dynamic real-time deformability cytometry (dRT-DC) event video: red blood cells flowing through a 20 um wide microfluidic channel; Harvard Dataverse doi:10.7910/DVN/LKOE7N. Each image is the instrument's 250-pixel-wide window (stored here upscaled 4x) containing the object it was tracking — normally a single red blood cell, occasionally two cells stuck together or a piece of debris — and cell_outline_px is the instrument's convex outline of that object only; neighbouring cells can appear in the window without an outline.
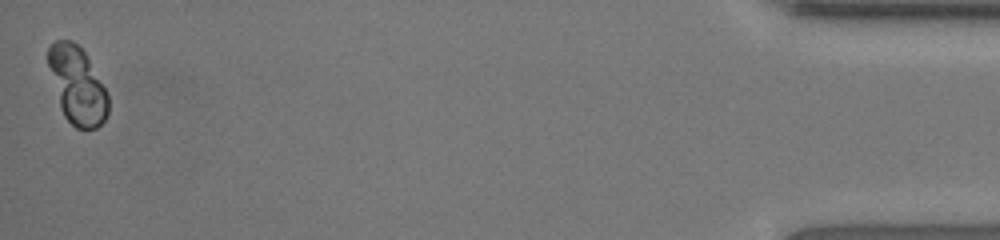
{"species": "human", "species_latin": "Homo sapiens", "temperature_condition": "room temperature", "stored_images_in_passage": 50, "camera_frame_rate_fps": 3000, "um_per_image_px": 0.085, "donor": {"sex": "female"}, "frame": {"image": 1, "passage_image": 50, "time_ms": 16.333, "image_size_px": [1000, 240], "cell_outline_px": [[108, 112], [104, 120], [96, 128], [76, 128], [64, 116], [60, 108], [48, 64], [48, 48], [56, 40], [72, 40], [88, 56], [108, 96]], "centroid_in_image_um": [6.56, 7.25], "position_along_channel_um": 428.6, "area_um2": 26.59}, "authors_computed_cell_mechanics": {"area_um2": 27.2816, "velocity_mm_per_s": 3.9899, "shape_relaxation_time_tau1_ms": 6.0421, "shape_relaxation_time_tau2_ms": null, "deformation_change_tau1": 0.0474, "deformation_change_tau2": null}}